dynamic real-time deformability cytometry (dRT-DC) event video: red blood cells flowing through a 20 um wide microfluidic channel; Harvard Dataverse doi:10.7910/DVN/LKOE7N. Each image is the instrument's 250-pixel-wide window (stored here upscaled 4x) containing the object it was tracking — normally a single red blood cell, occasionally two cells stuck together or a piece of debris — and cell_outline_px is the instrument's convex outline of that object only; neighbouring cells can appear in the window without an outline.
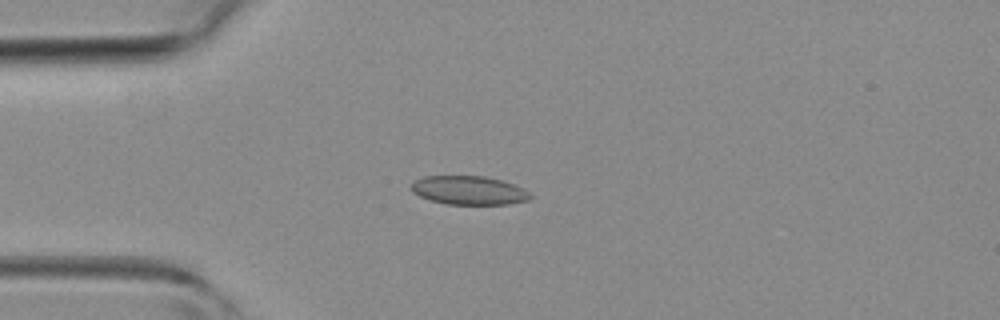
{"species": "common noctule bat (a hibernating species)", "species_latin": "Nyctalus noctula", "temperature_condition": "room temperature", "stored_images_in_passage": 32, "camera_frame_rate_fps": 3000, "um_per_image_px": 0.085, "animal": {"sex": "female", "body_mass_g": 19.3, "forearm_length_mm": 54.1}, "frame": {"image": 1, "passage_image": 1, "time_ms": 0.0, "image_size_px": [1000, 320], "cell_outline_px": [[532, 196], [528, 200], [508, 204], [444, 204], [420, 196], [412, 192], [408, 188], [408, 184], [412, 180], [424, 176], [484, 176], [500, 180], [524, 188]], "centroid_in_image_um": [39.77, 16.17], "position_along_channel_um": 45.2, "area_um2": 20.06}}
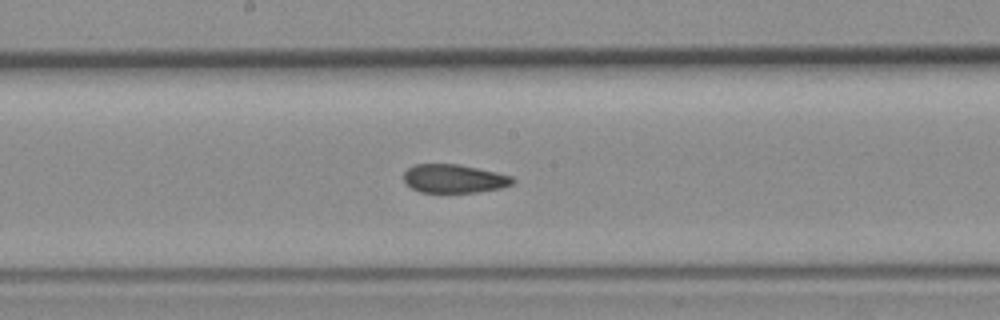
{"frame": {"image": 2, "passage_image": 13, "time_ms": 4.0, "image_size_px": [1000, 320], "cell_outline_px": [[516, 180], [512, 184], [500, 188], [476, 192], [420, 192], [412, 188], [404, 180], [404, 172], [408, 168], [416, 164], [456, 164], [496, 172], [512, 176]], "centroid_in_image_um": [38.6, 15.18], "position_along_channel_um": 209.6, "area_um2": 17.92}}
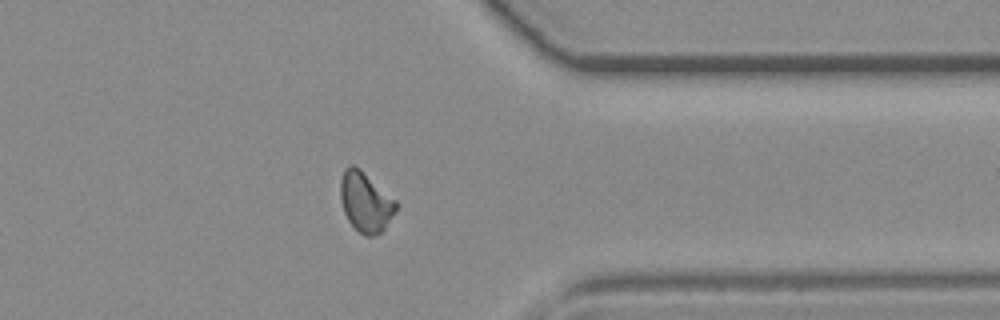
{"frame": {"image": 3, "passage_image": 25, "time_ms": 8.0, "image_size_px": [1000, 320], "cell_outline_px": [[400, 204], [396, 212], [384, 228], [380, 232], [372, 236], [364, 236], [348, 220], [344, 212], [340, 200], [340, 180], [344, 168], [348, 164], [352, 164], [360, 168], [396, 200]], "centroid_in_image_um": [31.07, 17.13], "position_along_channel_um": 380.3, "area_um2": 19.59}}